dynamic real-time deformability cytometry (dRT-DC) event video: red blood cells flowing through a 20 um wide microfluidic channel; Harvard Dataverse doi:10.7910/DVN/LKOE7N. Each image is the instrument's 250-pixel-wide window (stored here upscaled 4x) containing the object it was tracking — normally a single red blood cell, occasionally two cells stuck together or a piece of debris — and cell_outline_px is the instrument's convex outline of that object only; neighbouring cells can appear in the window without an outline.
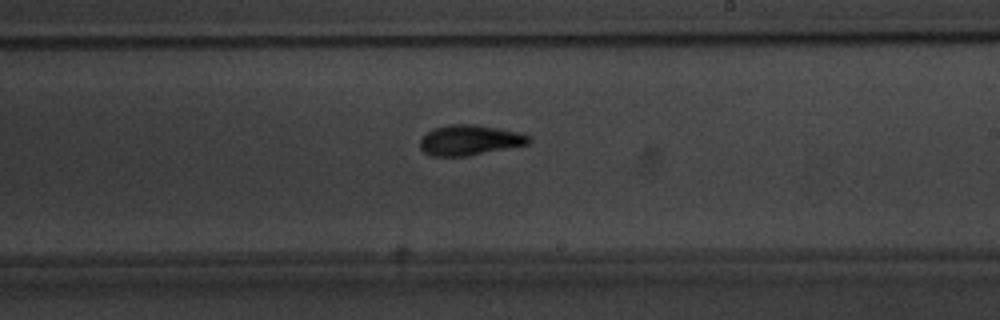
{"species": "common noctule bat (a hibernating species)", "species_latin": "Nyctalus noctula", "temperature_condition": "warm", "stored_images_in_passage": 6, "camera_frame_rate_fps": 3000, "um_per_image_px": 0.085, "animal": {"sex": "male", "body_mass_g": 20.1, "forearm_length_mm": 53.5}, "frame": {"image": 1, "passage_image": 6, "time_ms": 6.667, "image_size_px": [1000, 320], "cell_outline_px": [[532, 140], [528, 144], [468, 156], [432, 156], [424, 152], [420, 148], [420, 140], [432, 128], [448, 124], [476, 124], [520, 132], [532, 136]], "centroid_in_image_um": [39.94, 11.9], "position_along_channel_um": 249.1, "area_um2": 19.36}}